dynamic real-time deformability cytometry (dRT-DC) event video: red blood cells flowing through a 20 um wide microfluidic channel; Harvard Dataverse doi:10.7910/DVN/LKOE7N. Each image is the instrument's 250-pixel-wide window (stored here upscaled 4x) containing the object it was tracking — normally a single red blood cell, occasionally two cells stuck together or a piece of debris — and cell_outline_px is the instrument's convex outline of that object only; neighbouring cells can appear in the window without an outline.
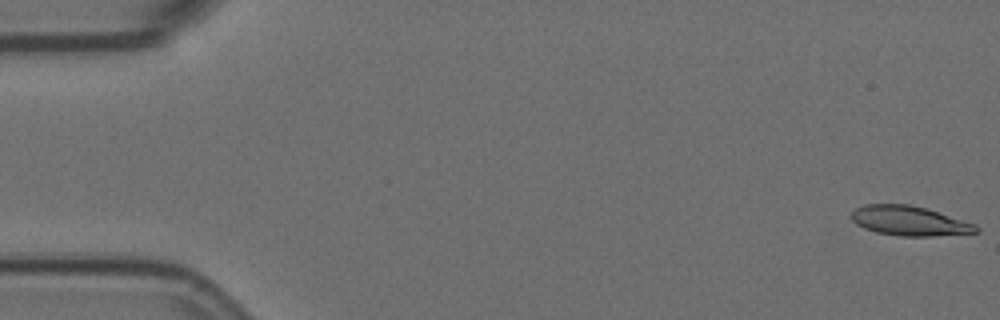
{"species": "Egyptian fruit bat (a non-hibernating species)", "species_latin": "Rousettus aegyptiacus", "temperature_condition": "room temperature", "stored_images_in_passage": 6, "camera_frame_rate_fps": 3000, "um_per_image_px": 0.085, "animal": {"sex": "female"}, "frame": {"image": 1, "passage_image": 1, "time_ms": 0.0, "image_size_px": [1000, 320], "cell_outline_px": [[980, 232], [932, 236], [900, 236], [876, 232], [864, 228], [856, 224], [852, 220], [852, 212], [856, 208], [864, 204], [908, 204], [924, 208], [976, 224], [980, 228]], "centroid_in_image_um": [77.29, 18.78], "position_along_channel_um": 7.7, "area_um2": 21.39}}